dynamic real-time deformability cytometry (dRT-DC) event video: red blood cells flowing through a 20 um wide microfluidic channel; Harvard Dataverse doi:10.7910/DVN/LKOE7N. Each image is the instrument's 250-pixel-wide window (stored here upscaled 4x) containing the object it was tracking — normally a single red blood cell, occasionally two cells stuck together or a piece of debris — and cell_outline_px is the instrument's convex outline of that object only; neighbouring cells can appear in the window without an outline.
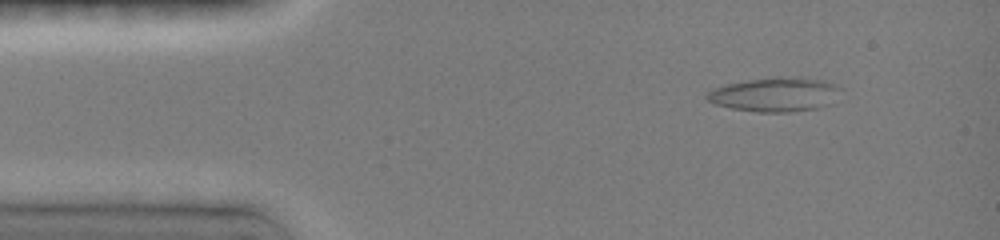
{"species": "common noctule bat (a hibernating species)", "species_latin": "Nyctalus noctula", "temperature_condition": "room temperature", "stored_images_in_passage": 15, "camera_frame_rate_fps": 3000, "um_per_image_px": 0.085, "animal": {"sex": "female", "body_mass_g": 19.0, "forearm_length_mm": 51.5}, "frame": {"image": 1, "passage_image": 2, "time_ms": 0.667, "image_size_px": [1000, 240], "cell_outline_px": [[844, 88], [828, 104], [816, 108], [788, 112], [756, 112], [732, 108], [716, 104], [708, 100], [704, 96], [712, 88], [728, 84], [748, 80], [780, 76], [800, 76], [824, 80], [836, 84]], "centroid_in_image_um": [65.91, 8.01], "position_along_channel_um": 19.1, "area_um2": 26.76}}
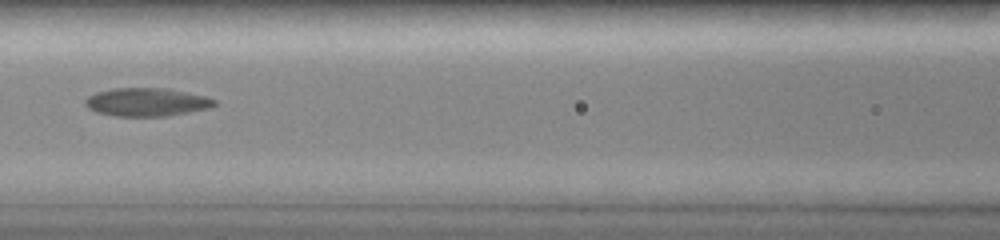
{"frame": {"image": 2, "passage_image": 12, "time_ms": 6.0, "image_size_px": [1000, 240], "cell_outline_px": [[216, 104], [208, 108], [168, 116], [112, 116], [96, 112], [88, 108], [84, 104], [84, 100], [88, 96], [96, 92], [116, 88], [168, 88], [204, 96], [216, 100]], "centroid_in_image_um": [12.43, 8.68], "position_along_channel_um": 154.2, "area_um2": 21.27}}
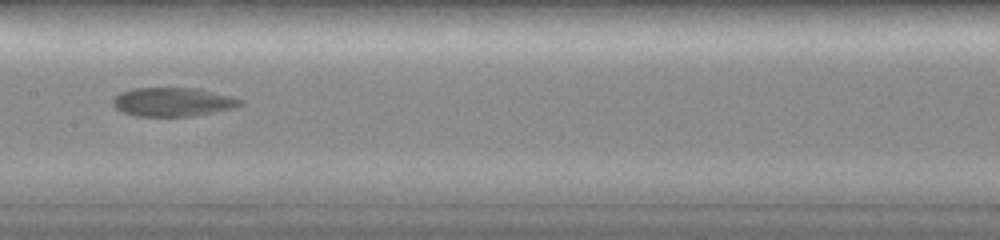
{"frame": {"image": 3, "passage_image": 14, "time_ms": 7.0, "image_size_px": [1000, 240], "cell_outline_px": [[244, 104], [236, 108], [192, 116], [136, 116], [124, 112], [116, 108], [112, 104], [112, 100], [120, 92], [132, 88], [200, 88], [228, 96], [240, 100]], "centroid_in_image_um": [14.68, 8.66], "position_along_channel_um": 192.7, "area_um2": 21.33}}